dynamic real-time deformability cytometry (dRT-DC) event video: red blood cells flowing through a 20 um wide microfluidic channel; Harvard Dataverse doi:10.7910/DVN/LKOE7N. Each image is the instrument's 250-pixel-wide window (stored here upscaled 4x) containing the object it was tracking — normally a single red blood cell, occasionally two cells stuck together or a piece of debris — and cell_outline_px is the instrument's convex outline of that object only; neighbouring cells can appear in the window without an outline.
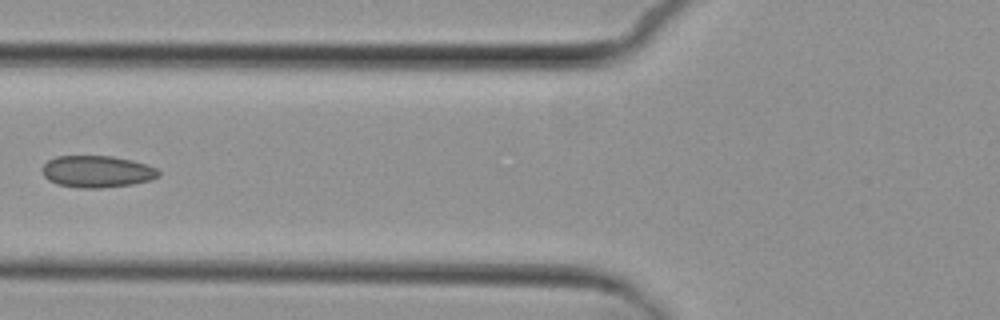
{"species": "common noctule bat (a hibernating species)", "species_latin": "Nyctalus noctula", "temperature_condition": "cold", "stored_images_in_passage": 7, "camera_frame_rate_fps": 3000, "um_per_image_px": 0.085, "animal": {"sex": "female", "body_mass_g": 29.2, "forearm_length_mm": 56.3}, "frame": {"image": 1, "passage_image": 6, "time_ms": 6.667, "image_size_px": [1000, 320], "cell_outline_px": [[160, 176], [152, 180], [132, 184], [100, 188], [80, 188], [56, 184], [48, 180], [44, 176], [40, 168], [48, 160], [56, 156], [112, 156], [132, 160], [148, 164], [156, 168], [160, 172]], "centroid_in_image_um": [8.25, 14.58], "position_along_channel_um": 117.6, "area_um2": 21.85}}
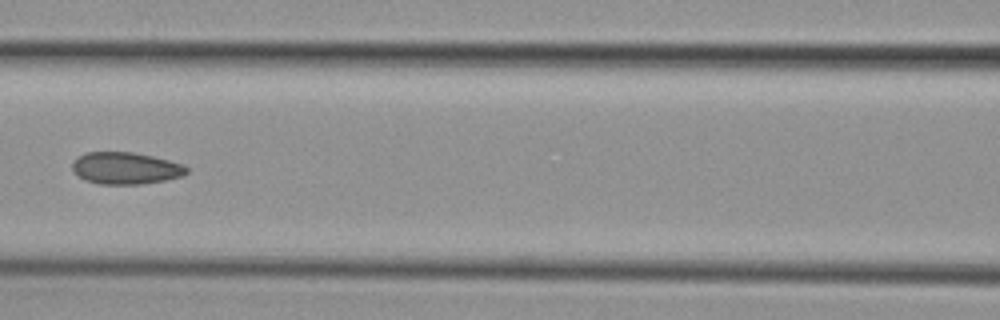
{"frame": {"image": 2, "passage_image": 7, "time_ms": 7.667, "image_size_px": [1000, 320], "cell_outline_px": [[188, 172], [184, 176], [164, 180], [140, 184], [96, 184], [84, 180], [76, 176], [72, 172], [72, 164], [84, 152], [132, 152], [152, 156], [184, 164], [188, 168]], "centroid_in_image_um": [10.66, 14.3], "position_along_channel_um": 155.9, "area_um2": 21.44}}